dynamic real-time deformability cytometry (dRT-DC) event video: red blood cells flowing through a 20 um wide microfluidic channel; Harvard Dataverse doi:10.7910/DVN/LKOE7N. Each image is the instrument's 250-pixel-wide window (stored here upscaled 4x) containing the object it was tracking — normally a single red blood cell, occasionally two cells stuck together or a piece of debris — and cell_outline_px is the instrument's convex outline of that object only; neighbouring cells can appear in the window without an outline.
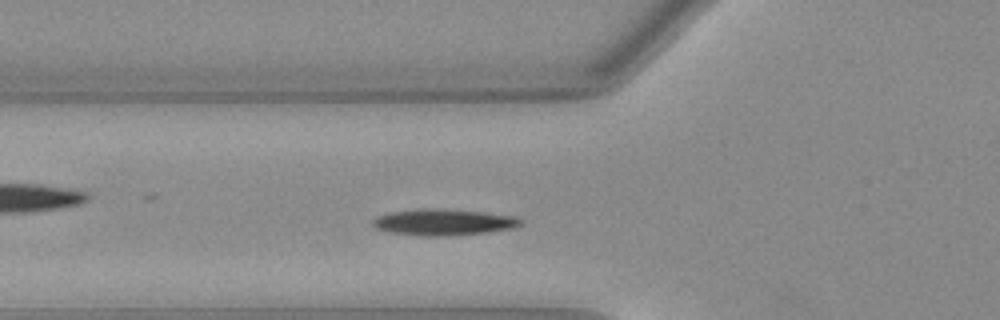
{"species": "Egyptian fruit bat (a non-hibernating species)", "species_latin": "Rousettus aegyptiacus", "temperature_condition": "warm", "stored_images_in_passage": 37, "camera_frame_rate_fps": 3000, "um_per_image_px": 0.085, "animal": {"sex": "female"}, "frame": {"image": 1, "passage_image": 9, "time_ms": 2.667, "image_size_px": [1000, 320], "cell_outline_px": [[524, 224], [516, 228], [488, 232], [452, 236], [420, 236], [388, 232], [376, 228], [372, 224], [372, 220], [376, 216], [392, 212], [428, 208], [436, 208], [484, 212], [512, 216], [524, 220]], "centroid_in_image_um": [37.73, 18.9], "position_along_channel_um": 88.1, "area_um2": 22.89}}
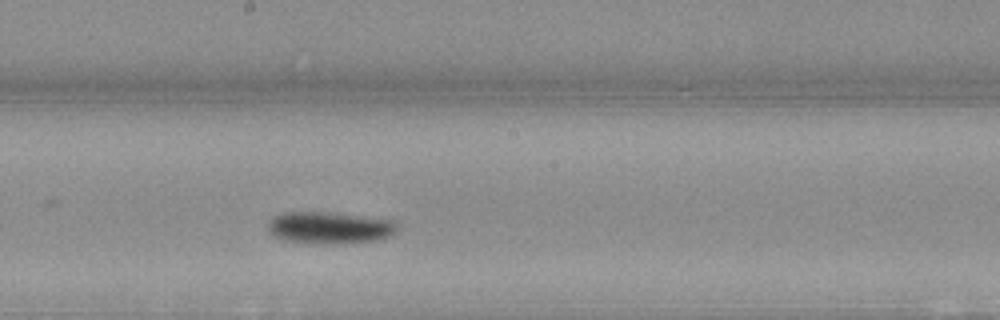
{"frame": {"image": 2, "passage_image": 19, "time_ms": 6.0, "image_size_px": [1000, 320], "cell_outline_px": [[396, 232], [392, 236], [376, 240], [352, 244], [308, 244], [284, 240], [272, 236], [268, 228], [268, 224], [272, 216], [284, 212], [328, 212], [396, 220]], "centroid_in_image_um": [28.01, 19.38], "position_along_channel_um": 220.2, "area_um2": 24.68}}
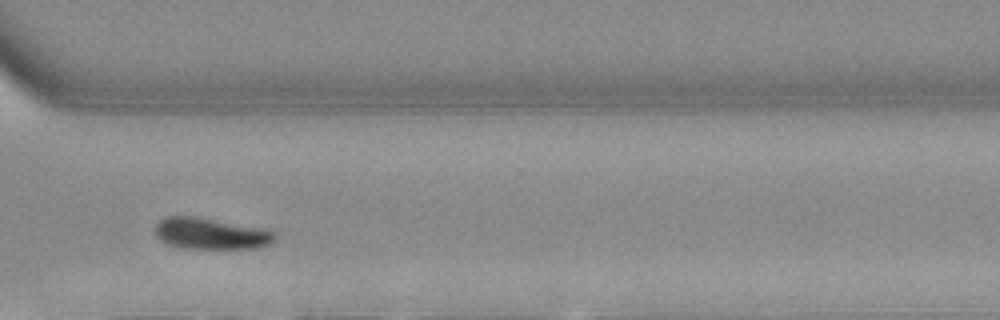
{"frame": {"image": 3, "passage_image": 29, "time_ms": 9.333, "image_size_px": [1000, 320], "cell_outline_px": [[276, 236], [268, 244], [260, 248], [184, 248], [164, 244], [156, 236], [156, 224], [160, 220], [168, 216], [188, 216], [268, 228]], "centroid_in_image_um": [17.91, 19.86], "position_along_channel_um": 352.7, "area_um2": 21.73}, "authors_computed_cell_mechanics": {"area_um2": 21.8484, "velocity_mm_per_s": 3.9668, "shape_relaxation_time_tau1_ms": 3.0042, "shape_relaxation_time_tau2_ms": null, "deformation_change_tau1": 0.1382, "deformation_change_tau2": null}}